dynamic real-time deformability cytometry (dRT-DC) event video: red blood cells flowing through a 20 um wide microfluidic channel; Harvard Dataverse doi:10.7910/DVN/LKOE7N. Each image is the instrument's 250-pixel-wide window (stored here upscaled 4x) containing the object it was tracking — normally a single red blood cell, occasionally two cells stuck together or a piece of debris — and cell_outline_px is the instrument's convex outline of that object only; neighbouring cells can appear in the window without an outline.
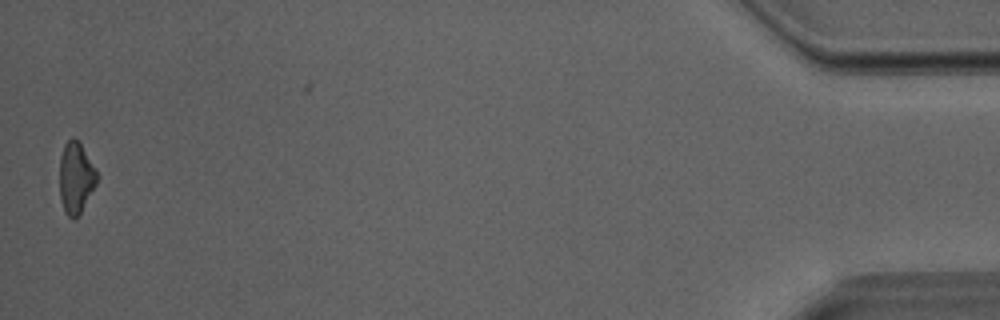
{"species": "Egyptian fruit bat (a non-hibernating species)", "species_latin": "Rousettus aegyptiacus", "temperature_condition": "room temperature", "stored_images_in_passage": 37, "camera_frame_rate_fps": 3000, "um_per_image_px": 0.085, "animal": {"sex": "male"}, "frame": {"image": 1, "passage_image": 37, "time_ms": 12.0, "image_size_px": [1000, 320], "cell_outline_px": [[100, 176], [96, 184], [80, 212], [76, 216], [68, 216], [64, 212], [60, 200], [60, 156], [64, 144], [72, 136], [80, 144], [96, 168]], "centroid_in_image_um": [6.45, 15.08], "position_along_channel_um": 428.8, "area_um2": 15.37}}